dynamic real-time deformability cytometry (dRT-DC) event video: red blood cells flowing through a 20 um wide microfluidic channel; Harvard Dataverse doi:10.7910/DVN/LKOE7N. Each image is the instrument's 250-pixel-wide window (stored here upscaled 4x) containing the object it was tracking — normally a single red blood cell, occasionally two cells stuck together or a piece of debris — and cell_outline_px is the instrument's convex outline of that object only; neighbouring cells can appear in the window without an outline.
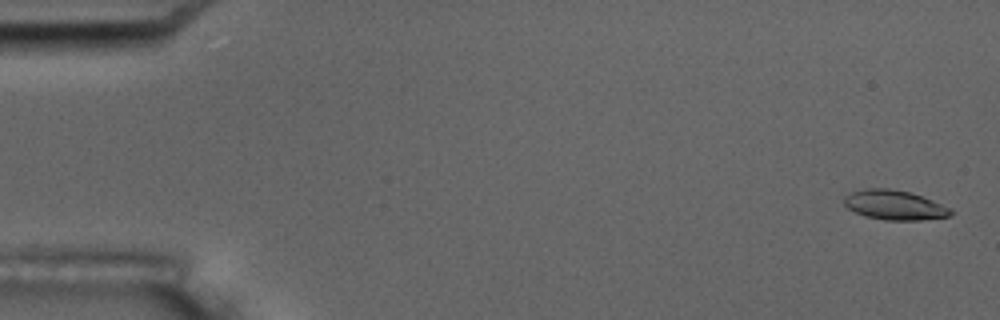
{"species": "common noctule bat (a hibernating species)", "species_latin": "Nyctalus noctula", "temperature_condition": "room temperature", "stored_images_in_passage": 5, "camera_frame_rate_fps": 3000, "um_per_image_px": 0.085, "animal": {"sex": "male", "body_mass_g": 17.5, "forearm_length_mm": 52.3}, "frame": {"image": 1, "passage_image": 1, "time_ms": 0.0, "image_size_px": [1000, 320], "cell_outline_px": [[952, 212], [948, 216], [920, 220], [884, 220], [864, 216], [848, 208], [844, 204], [844, 196], [852, 192], [864, 188], [888, 188], [912, 192], [952, 208]], "centroid_in_image_um": [76.02, 17.42], "position_along_channel_um": 9.0, "area_um2": 18.44}}